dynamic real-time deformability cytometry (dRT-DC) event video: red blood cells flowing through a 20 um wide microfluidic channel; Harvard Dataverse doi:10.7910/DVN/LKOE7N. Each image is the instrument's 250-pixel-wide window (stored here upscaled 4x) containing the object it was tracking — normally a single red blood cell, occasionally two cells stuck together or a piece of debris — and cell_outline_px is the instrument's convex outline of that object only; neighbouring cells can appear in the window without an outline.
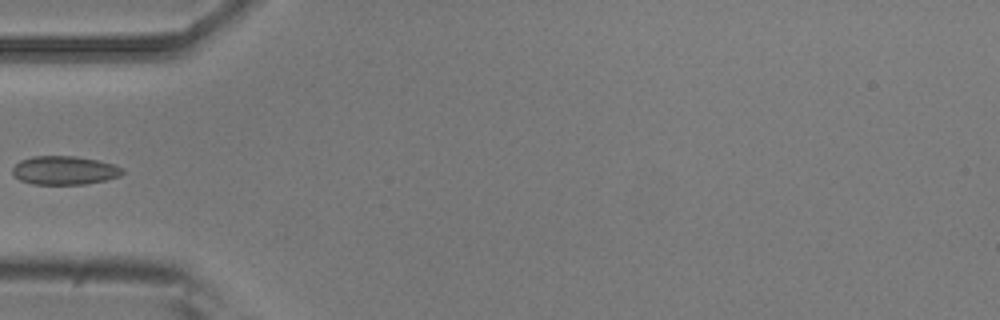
{"species": "common noctule bat (a hibernating species)", "species_latin": "Nyctalus noctula", "temperature_condition": "room temperature", "stored_images_in_passage": 6, "camera_frame_rate_fps": 3000, "um_per_image_px": 0.085, "animal": {"sex": "male", "body_mass_g": 20.5, "forearm_length_mm": 52.5}, "frame": {"image": 1, "passage_image": 5, "time_ms": 1.333, "image_size_px": [1000, 320], "cell_outline_px": [[124, 172], [120, 176], [104, 180], [84, 184], [32, 184], [20, 180], [12, 172], [12, 168], [20, 160], [32, 156], [76, 156], [96, 160], [112, 164], [124, 168]], "centroid_in_image_um": [5.47, 14.47], "position_along_channel_um": 79.5, "area_um2": 18.26}}
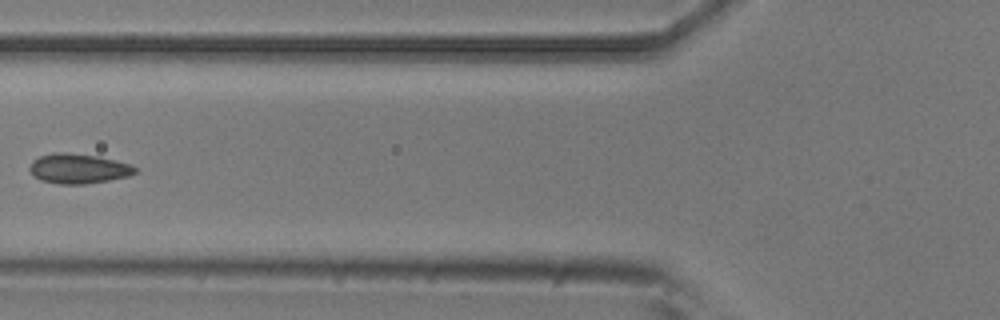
{"frame": {"image": 2, "passage_image": 6, "time_ms": 1.667, "image_size_px": [1000, 320], "cell_outline_px": [[136, 172], [128, 176], [108, 180], [84, 184], [60, 184], [40, 180], [32, 176], [28, 168], [32, 160], [40, 156], [52, 152], [64, 152], [96, 156], [132, 164], [136, 168]], "centroid_in_image_um": [6.61, 14.33], "position_along_channel_um": 119.2, "area_um2": 18.38}}